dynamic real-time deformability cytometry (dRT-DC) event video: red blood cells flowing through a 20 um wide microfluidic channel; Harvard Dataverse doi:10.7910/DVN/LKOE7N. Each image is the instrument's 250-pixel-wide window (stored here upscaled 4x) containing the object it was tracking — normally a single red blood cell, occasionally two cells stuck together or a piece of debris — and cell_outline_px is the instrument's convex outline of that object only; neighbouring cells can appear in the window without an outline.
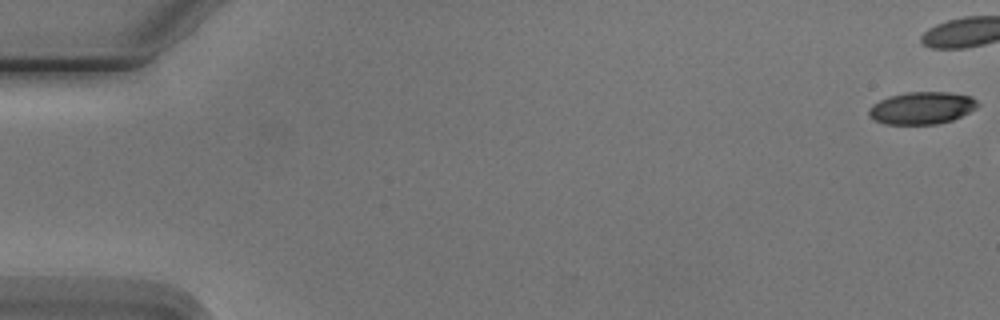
{"species": "Egyptian fruit bat (a non-hibernating species)", "species_latin": "Rousettus aegyptiacus", "temperature_condition": "cold", "stored_images_in_passage": 3, "camera_frame_rate_fps": 3000, "um_per_image_px": 0.085, "animal": {"sex": "male"}, "frame": {"image": 1, "passage_image": 1, "time_ms": 0.0, "image_size_px": [1000, 320], "cell_outline_px": [[980, 104], [976, 108], [952, 120], [936, 124], [884, 124], [868, 116], [868, 108], [872, 104], [888, 96], [908, 92], [948, 92], [972, 96]], "centroid_in_image_um": [78.34, 9.17], "position_along_channel_um": 6.7, "area_um2": 20.52}}